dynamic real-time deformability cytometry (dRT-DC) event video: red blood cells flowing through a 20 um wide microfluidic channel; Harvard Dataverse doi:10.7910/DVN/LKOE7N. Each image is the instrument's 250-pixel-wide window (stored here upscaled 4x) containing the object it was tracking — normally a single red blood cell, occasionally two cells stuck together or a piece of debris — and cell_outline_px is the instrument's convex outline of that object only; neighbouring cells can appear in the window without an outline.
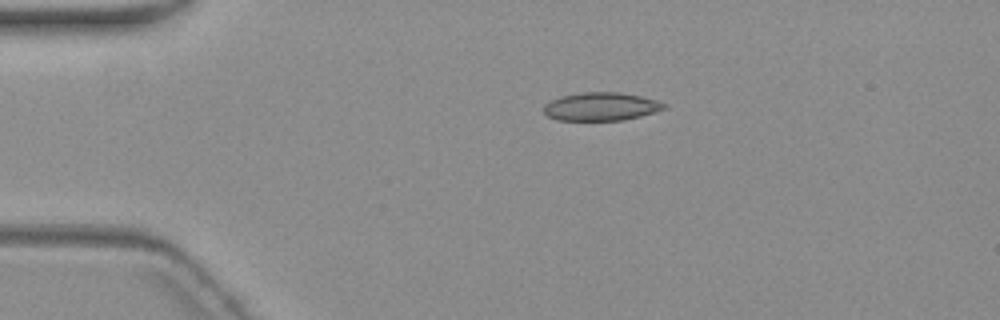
{"species": "common noctule bat (a hibernating species)", "species_latin": "Nyctalus noctula", "temperature_condition": "warm", "stored_images_in_passage": 3, "camera_frame_rate_fps": 3000, "um_per_image_px": 0.085, "animal": {"sex": "female", "body_mass_g": 19.3, "forearm_length_mm": 54.1}, "frame": {"image": 1, "passage_image": 1, "time_ms": 0.0, "image_size_px": [1000, 320], "cell_outline_px": [[668, 104], [664, 108], [640, 116], [620, 120], [556, 120], [548, 116], [544, 112], [544, 104], [560, 96], [580, 92], [620, 92], [640, 96], [656, 100]], "centroid_in_image_um": [51.05, 9.05], "position_along_channel_um": 33.9, "area_um2": 19.65}}
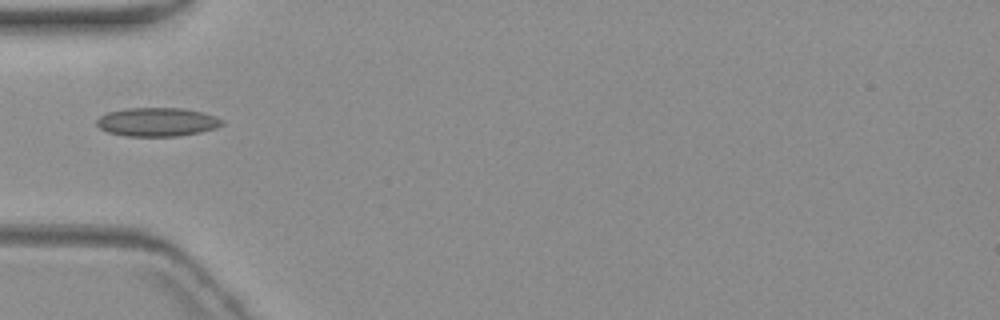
{"frame": {"image": 2, "passage_image": 3, "time_ms": 2.333, "image_size_px": [1000, 320], "cell_outline_px": [[224, 124], [216, 128], [200, 132], [176, 136], [128, 136], [108, 132], [100, 128], [96, 124], [96, 120], [100, 116], [108, 112], [124, 108], [184, 108], [204, 112], [224, 120]], "centroid_in_image_um": [13.37, 10.36], "position_along_channel_um": 71.6, "area_um2": 21.04}}